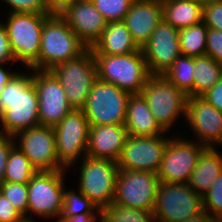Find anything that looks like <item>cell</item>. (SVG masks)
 <instances>
[{
	"instance_id": "obj_39",
	"label": "cell",
	"mask_w": 222,
	"mask_h": 222,
	"mask_svg": "<svg viewBox=\"0 0 222 222\" xmlns=\"http://www.w3.org/2000/svg\"><path fill=\"white\" fill-rule=\"evenodd\" d=\"M23 218L11 202L0 193V222H19Z\"/></svg>"
},
{
	"instance_id": "obj_3",
	"label": "cell",
	"mask_w": 222,
	"mask_h": 222,
	"mask_svg": "<svg viewBox=\"0 0 222 222\" xmlns=\"http://www.w3.org/2000/svg\"><path fill=\"white\" fill-rule=\"evenodd\" d=\"M97 79L113 84L129 94H140L150 73L142 50L133 53L93 54Z\"/></svg>"
},
{
	"instance_id": "obj_31",
	"label": "cell",
	"mask_w": 222,
	"mask_h": 222,
	"mask_svg": "<svg viewBox=\"0 0 222 222\" xmlns=\"http://www.w3.org/2000/svg\"><path fill=\"white\" fill-rule=\"evenodd\" d=\"M102 222H155V218L152 211L112 203L102 209Z\"/></svg>"
},
{
	"instance_id": "obj_47",
	"label": "cell",
	"mask_w": 222,
	"mask_h": 222,
	"mask_svg": "<svg viewBox=\"0 0 222 222\" xmlns=\"http://www.w3.org/2000/svg\"><path fill=\"white\" fill-rule=\"evenodd\" d=\"M5 85H0V94L4 90Z\"/></svg>"
},
{
	"instance_id": "obj_18",
	"label": "cell",
	"mask_w": 222,
	"mask_h": 222,
	"mask_svg": "<svg viewBox=\"0 0 222 222\" xmlns=\"http://www.w3.org/2000/svg\"><path fill=\"white\" fill-rule=\"evenodd\" d=\"M141 50L150 75H163L181 55L179 30L162 19Z\"/></svg>"
},
{
	"instance_id": "obj_34",
	"label": "cell",
	"mask_w": 222,
	"mask_h": 222,
	"mask_svg": "<svg viewBox=\"0 0 222 222\" xmlns=\"http://www.w3.org/2000/svg\"><path fill=\"white\" fill-rule=\"evenodd\" d=\"M203 211L212 218L222 222V172L212 184L209 191L202 197Z\"/></svg>"
},
{
	"instance_id": "obj_42",
	"label": "cell",
	"mask_w": 222,
	"mask_h": 222,
	"mask_svg": "<svg viewBox=\"0 0 222 222\" xmlns=\"http://www.w3.org/2000/svg\"><path fill=\"white\" fill-rule=\"evenodd\" d=\"M64 222H102V209L98 213H81L69 217Z\"/></svg>"
},
{
	"instance_id": "obj_30",
	"label": "cell",
	"mask_w": 222,
	"mask_h": 222,
	"mask_svg": "<svg viewBox=\"0 0 222 222\" xmlns=\"http://www.w3.org/2000/svg\"><path fill=\"white\" fill-rule=\"evenodd\" d=\"M100 210L79 190L70 189V187L68 190L64 188L63 209L59 221L64 222L67 218L81 213H98Z\"/></svg>"
},
{
	"instance_id": "obj_9",
	"label": "cell",
	"mask_w": 222,
	"mask_h": 222,
	"mask_svg": "<svg viewBox=\"0 0 222 222\" xmlns=\"http://www.w3.org/2000/svg\"><path fill=\"white\" fill-rule=\"evenodd\" d=\"M128 92L97 79L82 109L90 126L125 125Z\"/></svg>"
},
{
	"instance_id": "obj_16",
	"label": "cell",
	"mask_w": 222,
	"mask_h": 222,
	"mask_svg": "<svg viewBox=\"0 0 222 222\" xmlns=\"http://www.w3.org/2000/svg\"><path fill=\"white\" fill-rule=\"evenodd\" d=\"M33 83L38 95L39 125L56 126L73 110L64 89L50 70L33 69Z\"/></svg>"
},
{
	"instance_id": "obj_4",
	"label": "cell",
	"mask_w": 222,
	"mask_h": 222,
	"mask_svg": "<svg viewBox=\"0 0 222 222\" xmlns=\"http://www.w3.org/2000/svg\"><path fill=\"white\" fill-rule=\"evenodd\" d=\"M5 26L16 63L38 70L41 34L48 13H6Z\"/></svg>"
},
{
	"instance_id": "obj_22",
	"label": "cell",
	"mask_w": 222,
	"mask_h": 222,
	"mask_svg": "<svg viewBox=\"0 0 222 222\" xmlns=\"http://www.w3.org/2000/svg\"><path fill=\"white\" fill-rule=\"evenodd\" d=\"M125 127L131 136H160L166 132L160 127L141 94L129 96Z\"/></svg>"
},
{
	"instance_id": "obj_15",
	"label": "cell",
	"mask_w": 222,
	"mask_h": 222,
	"mask_svg": "<svg viewBox=\"0 0 222 222\" xmlns=\"http://www.w3.org/2000/svg\"><path fill=\"white\" fill-rule=\"evenodd\" d=\"M13 138L37 171L66 170L57 158L53 127L38 125L17 133Z\"/></svg>"
},
{
	"instance_id": "obj_24",
	"label": "cell",
	"mask_w": 222,
	"mask_h": 222,
	"mask_svg": "<svg viewBox=\"0 0 222 222\" xmlns=\"http://www.w3.org/2000/svg\"><path fill=\"white\" fill-rule=\"evenodd\" d=\"M221 147H205L199 156L188 185L201 197L211 188L214 181L222 172Z\"/></svg>"
},
{
	"instance_id": "obj_2",
	"label": "cell",
	"mask_w": 222,
	"mask_h": 222,
	"mask_svg": "<svg viewBox=\"0 0 222 222\" xmlns=\"http://www.w3.org/2000/svg\"><path fill=\"white\" fill-rule=\"evenodd\" d=\"M87 49L66 20L60 14L52 13L42 29L38 70H51L60 63L79 57Z\"/></svg>"
},
{
	"instance_id": "obj_10",
	"label": "cell",
	"mask_w": 222,
	"mask_h": 222,
	"mask_svg": "<svg viewBox=\"0 0 222 222\" xmlns=\"http://www.w3.org/2000/svg\"><path fill=\"white\" fill-rule=\"evenodd\" d=\"M202 212V197L188 184L159 182L153 209L155 222H181Z\"/></svg>"
},
{
	"instance_id": "obj_20",
	"label": "cell",
	"mask_w": 222,
	"mask_h": 222,
	"mask_svg": "<svg viewBox=\"0 0 222 222\" xmlns=\"http://www.w3.org/2000/svg\"><path fill=\"white\" fill-rule=\"evenodd\" d=\"M162 19V0H133L123 22L141 48Z\"/></svg>"
},
{
	"instance_id": "obj_45",
	"label": "cell",
	"mask_w": 222,
	"mask_h": 222,
	"mask_svg": "<svg viewBox=\"0 0 222 222\" xmlns=\"http://www.w3.org/2000/svg\"><path fill=\"white\" fill-rule=\"evenodd\" d=\"M181 222H219L217 219L212 218L206 211H203L199 215L188 218L187 220Z\"/></svg>"
},
{
	"instance_id": "obj_13",
	"label": "cell",
	"mask_w": 222,
	"mask_h": 222,
	"mask_svg": "<svg viewBox=\"0 0 222 222\" xmlns=\"http://www.w3.org/2000/svg\"><path fill=\"white\" fill-rule=\"evenodd\" d=\"M159 182L156 173L119 169L113 203L153 212Z\"/></svg>"
},
{
	"instance_id": "obj_41",
	"label": "cell",
	"mask_w": 222,
	"mask_h": 222,
	"mask_svg": "<svg viewBox=\"0 0 222 222\" xmlns=\"http://www.w3.org/2000/svg\"><path fill=\"white\" fill-rule=\"evenodd\" d=\"M201 97L222 112V78Z\"/></svg>"
},
{
	"instance_id": "obj_37",
	"label": "cell",
	"mask_w": 222,
	"mask_h": 222,
	"mask_svg": "<svg viewBox=\"0 0 222 222\" xmlns=\"http://www.w3.org/2000/svg\"><path fill=\"white\" fill-rule=\"evenodd\" d=\"M205 55L222 64V31L208 28Z\"/></svg>"
},
{
	"instance_id": "obj_46",
	"label": "cell",
	"mask_w": 222,
	"mask_h": 222,
	"mask_svg": "<svg viewBox=\"0 0 222 222\" xmlns=\"http://www.w3.org/2000/svg\"><path fill=\"white\" fill-rule=\"evenodd\" d=\"M19 222H37L34 220L33 217H30V218H23L22 220H20Z\"/></svg>"
},
{
	"instance_id": "obj_27",
	"label": "cell",
	"mask_w": 222,
	"mask_h": 222,
	"mask_svg": "<svg viewBox=\"0 0 222 222\" xmlns=\"http://www.w3.org/2000/svg\"><path fill=\"white\" fill-rule=\"evenodd\" d=\"M194 57L180 55L163 74L186 96H194Z\"/></svg>"
},
{
	"instance_id": "obj_17",
	"label": "cell",
	"mask_w": 222,
	"mask_h": 222,
	"mask_svg": "<svg viewBox=\"0 0 222 222\" xmlns=\"http://www.w3.org/2000/svg\"><path fill=\"white\" fill-rule=\"evenodd\" d=\"M185 120L196 136L191 140L205 147L222 146V112L201 96H187Z\"/></svg>"
},
{
	"instance_id": "obj_48",
	"label": "cell",
	"mask_w": 222,
	"mask_h": 222,
	"mask_svg": "<svg viewBox=\"0 0 222 222\" xmlns=\"http://www.w3.org/2000/svg\"><path fill=\"white\" fill-rule=\"evenodd\" d=\"M199 1H201V2H203V3H204V2H206V1H210V0H199Z\"/></svg>"
},
{
	"instance_id": "obj_14",
	"label": "cell",
	"mask_w": 222,
	"mask_h": 222,
	"mask_svg": "<svg viewBox=\"0 0 222 222\" xmlns=\"http://www.w3.org/2000/svg\"><path fill=\"white\" fill-rule=\"evenodd\" d=\"M170 134L160 136L128 135L117 161L119 169L158 173Z\"/></svg>"
},
{
	"instance_id": "obj_38",
	"label": "cell",
	"mask_w": 222,
	"mask_h": 222,
	"mask_svg": "<svg viewBox=\"0 0 222 222\" xmlns=\"http://www.w3.org/2000/svg\"><path fill=\"white\" fill-rule=\"evenodd\" d=\"M15 146V141L12 136L0 135V185L4 182V172L7 164L10 150Z\"/></svg>"
},
{
	"instance_id": "obj_21",
	"label": "cell",
	"mask_w": 222,
	"mask_h": 222,
	"mask_svg": "<svg viewBox=\"0 0 222 222\" xmlns=\"http://www.w3.org/2000/svg\"><path fill=\"white\" fill-rule=\"evenodd\" d=\"M127 137L125 125L90 126L87 156L117 162Z\"/></svg>"
},
{
	"instance_id": "obj_8",
	"label": "cell",
	"mask_w": 222,
	"mask_h": 222,
	"mask_svg": "<svg viewBox=\"0 0 222 222\" xmlns=\"http://www.w3.org/2000/svg\"><path fill=\"white\" fill-rule=\"evenodd\" d=\"M64 89L70 106L82 110L88 94L97 80L96 63L88 48L79 57L60 63L50 70Z\"/></svg>"
},
{
	"instance_id": "obj_7",
	"label": "cell",
	"mask_w": 222,
	"mask_h": 222,
	"mask_svg": "<svg viewBox=\"0 0 222 222\" xmlns=\"http://www.w3.org/2000/svg\"><path fill=\"white\" fill-rule=\"evenodd\" d=\"M68 170L37 171L28 184L27 218L59 220L63 209L65 174ZM32 214V215H31Z\"/></svg>"
},
{
	"instance_id": "obj_35",
	"label": "cell",
	"mask_w": 222,
	"mask_h": 222,
	"mask_svg": "<svg viewBox=\"0 0 222 222\" xmlns=\"http://www.w3.org/2000/svg\"><path fill=\"white\" fill-rule=\"evenodd\" d=\"M202 21L208 28L222 31V0L203 3Z\"/></svg>"
},
{
	"instance_id": "obj_19",
	"label": "cell",
	"mask_w": 222,
	"mask_h": 222,
	"mask_svg": "<svg viewBox=\"0 0 222 222\" xmlns=\"http://www.w3.org/2000/svg\"><path fill=\"white\" fill-rule=\"evenodd\" d=\"M59 14L88 48L100 38L107 25L91 0H76Z\"/></svg>"
},
{
	"instance_id": "obj_36",
	"label": "cell",
	"mask_w": 222,
	"mask_h": 222,
	"mask_svg": "<svg viewBox=\"0 0 222 222\" xmlns=\"http://www.w3.org/2000/svg\"><path fill=\"white\" fill-rule=\"evenodd\" d=\"M10 9L8 13H48L45 0H0Z\"/></svg>"
},
{
	"instance_id": "obj_23",
	"label": "cell",
	"mask_w": 222,
	"mask_h": 222,
	"mask_svg": "<svg viewBox=\"0 0 222 222\" xmlns=\"http://www.w3.org/2000/svg\"><path fill=\"white\" fill-rule=\"evenodd\" d=\"M93 54L118 55L141 50L123 21L107 22L100 38L90 48Z\"/></svg>"
},
{
	"instance_id": "obj_44",
	"label": "cell",
	"mask_w": 222,
	"mask_h": 222,
	"mask_svg": "<svg viewBox=\"0 0 222 222\" xmlns=\"http://www.w3.org/2000/svg\"><path fill=\"white\" fill-rule=\"evenodd\" d=\"M9 63H1L0 64V85H6L12 77L17 73L12 71V68H6ZM5 66V67H4Z\"/></svg>"
},
{
	"instance_id": "obj_43",
	"label": "cell",
	"mask_w": 222,
	"mask_h": 222,
	"mask_svg": "<svg viewBox=\"0 0 222 222\" xmlns=\"http://www.w3.org/2000/svg\"><path fill=\"white\" fill-rule=\"evenodd\" d=\"M76 0H45V5L51 13L59 14L68 5L73 4Z\"/></svg>"
},
{
	"instance_id": "obj_33",
	"label": "cell",
	"mask_w": 222,
	"mask_h": 222,
	"mask_svg": "<svg viewBox=\"0 0 222 222\" xmlns=\"http://www.w3.org/2000/svg\"><path fill=\"white\" fill-rule=\"evenodd\" d=\"M107 22L123 21L133 0H91Z\"/></svg>"
},
{
	"instance_id": "obj_28",
	"label": "cell",
	"mask_w": 222,
	"mask_h": 222,
	"mask_svg": "<svg viewBox=\"0 0 222 222\" xmlns=\"http://www.w3.org/2000/svg\"><path fill=\"white\" fill-rule=\"evenodd\" d=\"M208 27L201 21L195 25L179 30V44L182 55L190 57L203 56L206 53Z\"/></svg>"
},
{
	"instance_id": "obj_12",
	"label": "cell",
	"mask_w": 222,
	"mask_h": 222,
	"mask_svg": "<svg viewBox=\"0 0 222 222\" xmlns=\"http://www.w3.org/2000/svg\"><path fill=\"white\" fill-rule=\"evenodd\" d=\"M177 133L169 136L157 176L163 183L188 184L205 146Z\"/></svg>"
},
{
	"instance_id": "obj_1",
	"label": "cell",
	"mask_w": 222,
	"mask_h": 222,
	"mask_svg": "<svg viewBox=\"0 0 222 222\" xmlns=\"http://www.w3.org/2000/svg\"><path fill=\"white\" fill-rule=\"evenodd\" d=\"M25 69L29 73L17 72L0 94V129L2 134L12 137L39 125L38 95L33 83V69Z\"/></svg>"
},
{
	"instance_id": "obj_26",
	"label": "cell",
	"mask_w": 222,
	"mask_h": 222,
	"mask_svg": "<svg viewBox=\"0 0 222 222\" xmlns=\"http://www.w3.org/2000/svg\"><path fill=\"white\" fill-rule=\"evenodd\" d=\"M194 96H201L222 78V64L208 55L194 57Z\"/></svg>"
},
{
	"instance_id": "obj_5",
	"label": "cell",
	"mask_w": 222,
	"mask_h": 222,
	"mask_svg": "<svg viewBox=\"0 0 222 222\" xmlns=\"http://www.w3.org/2000/svg\"><path fill=\"white\" fill-rule=\"evenodd\" d=\"M140 94L165 132L170 134L182 115L185 119L187 96L164 75H150Z\"/></svg>"
},
{
	"instance_id": "obj_40",
	"label": "cell",
	"mask_w": 222,
	"mask_h": 222,
	"mask_svg": "<svg viewBox=\"0 0 222 222\" xmlns=\"http://www.w3.org/2000/svg\"><path fill=\"white\" fill-rule=\"evenodd\" d=\"M1 63H10L12 64L11 66L16 65L5 26L0 20V64Z\"/></svg>"
},
{
	"instance_id": "obj_11",
	"label": "cell",
	"mask_w": 222,
	"mask_h": 222,
	"mask_svg": "<svg viewBox=\"0 0 222 222\" xmlns=\"http://www.w3.org/2000/svg\"><path fill=\"white\" fill-rule=\"evenodd\" d=\"M53 130L59 164L70 170L87 155L90 124L83 110L73 109Z\"/></svg>"
},
{
	"instance_id": "obj_25",
	"label": "cell",
	"mask_w": 222,
	"mask_h": 222,
	"mask_svg": "<svg viewBox=\"0 0 222 222\" xmlns=\"http://www.w3.org/2000/svg\"><path fill=\"white\" fill-rule=\"evenodd\" d=\"M163 19L180 30L202 21L203 2L199 0H162Z\"/></svg>"
},
{
	"instance_id": "obj_6",
	"label": "cell",
	"mask_w": 222,
	"mask_h": 222,
	"mask_svg": "<svg viewBox=\"0 0 222 222\" xmlns=\"http://www.w3.org/2000/svg\"><path fill=\"white\" fill-rule=\"evenodd\" d=\"M80 164V165H79ZM78 190L103 209L114 201L118 163L85 156L78 163Z\"/></svg>"
},
{
	"instance_id": "obj_29",
	"label": "cell",
	"mask_w": 222,
	"mask_h": 222,
	"mask_svg": "<svg viewBox=\"0 0 222 222\" xmlns=\"http://www.w3.org/2000/svg\"><path fill=\"white\" fill-rule=\"evenodd\" d=\"M37 169L31 164L30 160L15 145L9 153L4 172V182L9 183H28Z\"/></svg>"
},
{
	"instance_id": "obj_32",
	"label": "cell",
	"mask_w": 222,
	"mask_h": 222,
	"mask_svg": "<svg viewBox=\"0 0 222 222\" xmlns=\"http://www.w3.org/2000/svg\"><path fill=\"white\" fill-rule=\"evenodd\" d=\"M2 193L25 218L28 212V184L3 182L0 185Z\"/></svg>"
}]
</instances>
